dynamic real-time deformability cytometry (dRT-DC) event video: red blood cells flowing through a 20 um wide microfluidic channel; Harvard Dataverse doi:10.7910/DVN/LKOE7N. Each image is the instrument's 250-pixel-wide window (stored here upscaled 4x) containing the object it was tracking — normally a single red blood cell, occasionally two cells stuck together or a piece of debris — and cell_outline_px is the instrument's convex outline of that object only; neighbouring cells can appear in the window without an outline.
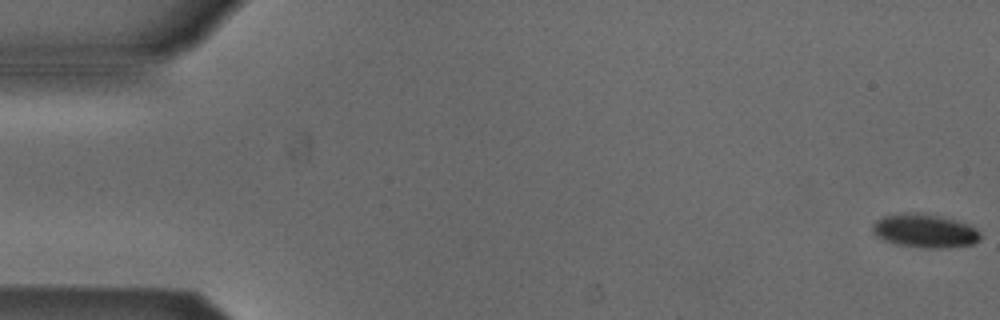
{"species": "Egyptian fruit bat (a non-hibernating species)", "species_latin": "Rousettus aegyptiacus", "temperature_condition": "cold", "stored_images_in_passage": 54, "camera_frame_rate_fps": 3000, "um_per_image_px": 0.085, "animal": {"sex": "male"}, "frame": {"image": 1, "passage_image": 1, "time_ms": 0.0, "image_size_px": [1000, 320], "cell_outline_px": [[980, 240], [972, 244], [948, 248], [924, 248], [896, 244], [884, 240], [876, 236], [872, 232], [872, 224], [876, 220], [884, 216], [916, 212], [940, 216], [956, 220], [968, 224], [980, 232]], "centroid_in_image_um": [78.6, 19.63], "position_along_channel_um": 6.4, "area_um2": 21.1}}
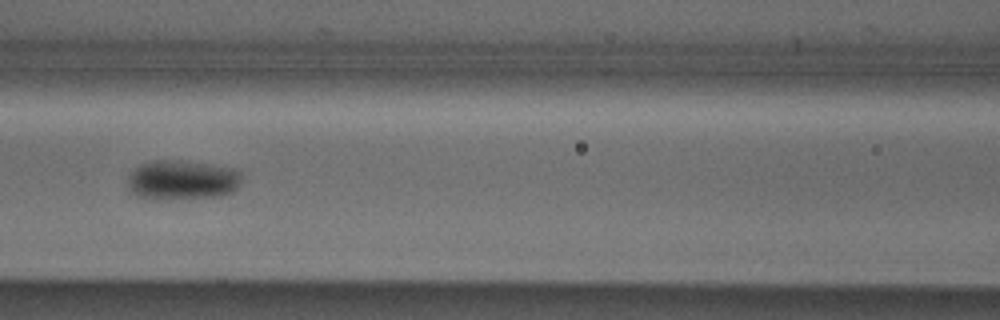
{"frame": {"image": 2, "passage_image": 24, "time_ms": 7.667, "image_size_px": [1000, 320], "cell_outline_px": [[240, 184], [232, 192], [220, 196], [156, 200], [148, 200], [136, 196], [128, 188], [128, 176], [140, 164], [152, 160], [180, 160], [212, 164], [232, 168], [240, 172]], "centroid_in_image_um": [15.45, 15.3], "position_along_channel_um": 151.2, "area_um2": 26.65}}
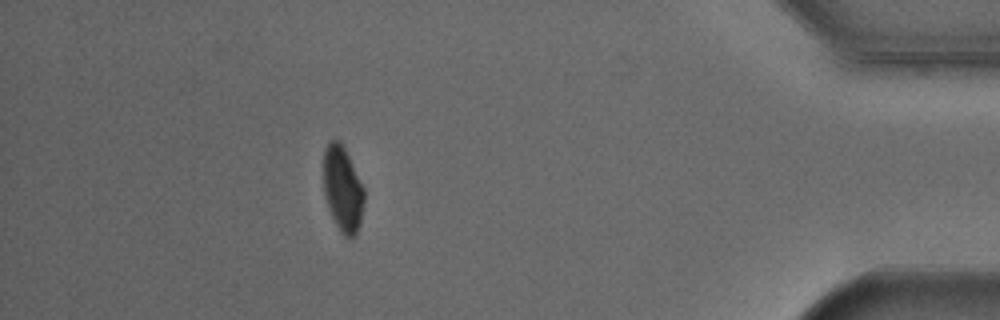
{"frame": {"image": 3, "passage_image": 48, "time_ms": 15.667, "image_size_px": [1000, 320], "cell_outline_px": [[364, 204], [360, 224], [356, 236], [344, 236], [340, 232], [328, 208], [324, 196], [324, 148], [328, 140], [340, 140], [364, 188]], "centroid_in_image_um": [29.12, 16.07], "position_along_channel_um": 406.1, "area_um2": 20.23}, "authors_computed_cell_mechanics": {"area_um2": 22.1374, "velocity_mm_per_s": 3.8553, "shape_relaxation_time_tau1_ms": 2.5932, "shape_relaxation_time_tau2_ms": null, "deformation_change_tau1": 0.0826, "deformation_change_tau2": null}}